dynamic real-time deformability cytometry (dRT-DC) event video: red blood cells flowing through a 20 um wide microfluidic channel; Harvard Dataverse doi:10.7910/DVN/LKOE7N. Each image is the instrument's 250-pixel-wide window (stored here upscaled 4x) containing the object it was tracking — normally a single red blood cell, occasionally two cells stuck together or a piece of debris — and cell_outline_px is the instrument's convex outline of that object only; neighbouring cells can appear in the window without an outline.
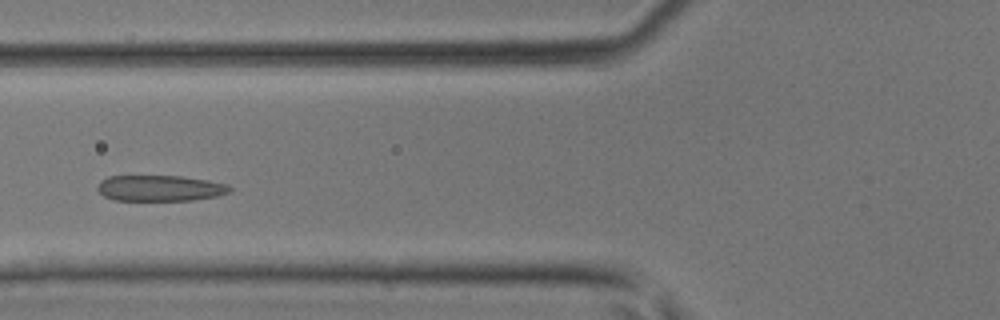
{"species": "common noctule bat (a hibernating species)", "species_latin": "Nyctalus noctula", "temperature_condition": "room temperature", "stored_images_in_passage": 40, "camera_frame_rate_fps": 3000, "um_per_image_px": 0.085, "animal": {"sex": "male", "body_mass_g": 17.9, "forearm_length_mm": 54.2}, "frame": {"image": 1, "passage_image": 13, "time_ms": 4.0, "image_size_px": [1000, 320], "cell_outline_px": [[232, 192], [216, 196], [192, 200], [116, 200], [104, 196], [96, 188], [100, 180], [108, 176], [180, 176], [208, 180], [228, 184], [232, 188]], "centroid_in_image_um": [13.62, 15.99], "position_along_channel_um": 112.2, "area_um2": 20.0}}
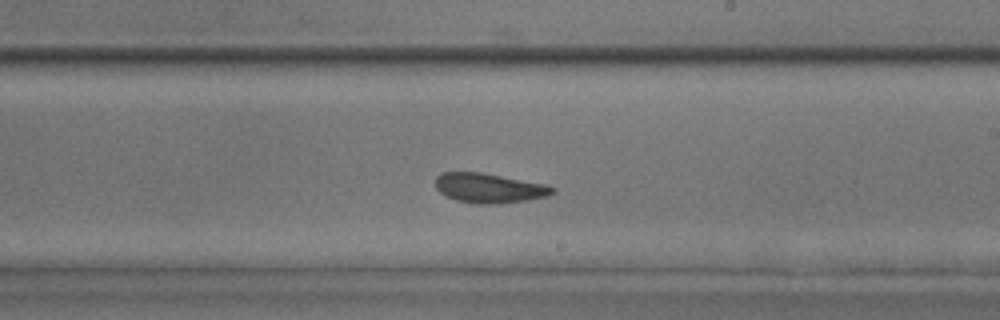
{"frame": {"image": 2, "passage_image": 22, "time_ms": 7.0, "image_size_px": [1000, 320], "cell_outline_px": [[556, 192], [548, 196], [528, 200], [500, 204], [476, 204], [456, 200], [440, 192], [436, 188], [436, 176], [440, 172], [480, 172], [544, 184], [556, 188]], "centroid_in_image_um": [41.59, 15.99], "position_along_channel_um": 247.4, "area_um2": 20.23}}
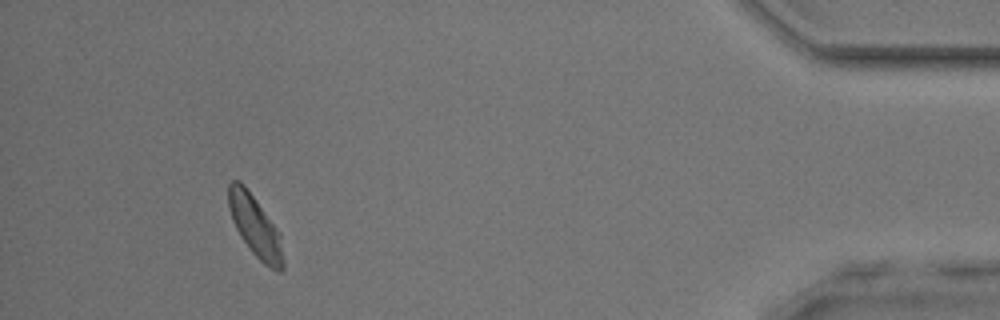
{"frame": {"image": 3, "passage_image": 37, "time_ms": 12.0, "image_size_px": [1000, 320], "cell_outline_px": [[284, 268], [280, 272], [276, 272], [264, 264], [248, 248], [240, 236], [232, 220], [228, 208], [228, 184], [232, 180], [240, 180], [244, 184], [280, 232], [284, 260]], "centroid_in_image_um": [21.69, 19.25], "position_along_channel_um": 413.5, "area_um2": 19.71}}